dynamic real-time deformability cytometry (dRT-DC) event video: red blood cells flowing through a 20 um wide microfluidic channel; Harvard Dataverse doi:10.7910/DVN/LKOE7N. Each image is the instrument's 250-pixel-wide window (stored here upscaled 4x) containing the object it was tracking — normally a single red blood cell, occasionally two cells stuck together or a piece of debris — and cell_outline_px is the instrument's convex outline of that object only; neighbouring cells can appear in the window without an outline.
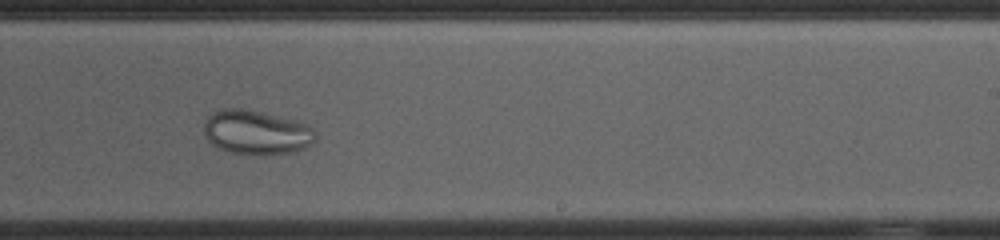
{"species": "common noctule bat (a hibernating species)", "species_latin": "Nyctalus noctula", "temperature_condition": "cold", "stored_images_in_passage": 53, "camera_frame_rate_fps": 3000, "um_per_image_px": 0.085, "animal": {"sex": "female", "body_mass_g": 23.0, "forearm_length_mm": 53.4}, "frame": {"image": 1, "passage_image": 31, "time_ms": 10.0, "image_size_px": [1000, 240], "cell_outline_px": [[316, 140], [304, 148], [292, 152], [228, 152], [216, 148], [204, 136], [204, 124], [208, 116], [224, 108], [240, 108], [260, 112], [292, 120], [304, 124], [312, 128], [316, 132]], "centroid_in_image_um": [21.75, 11.23], "position_along_channel_um": 267.2, "area_um2": 27.86}}
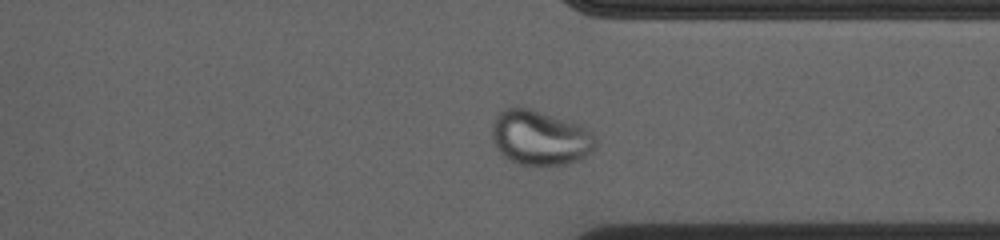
{"frame": {"image": 2, "passage_image": 39, "time_ms": 12.667, "image_size_px": [1000, 240], "cell_outline_px": [[596, 148], [580, 160], [568, 164], [520, 164], [504, 156], [496, 148], [492, 140], [492, 124], [496, 116], [504, 108], [532, 108], [580, 124], [592, 132], [596, 136]], "centroid_in_image_um": [45.93, 11.69], "position_along_channel_um": 365.5, "area_um2": 33.18}}
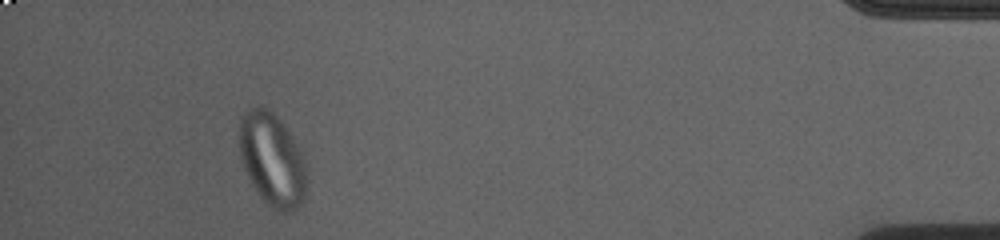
{"frame": {"image": 3, "passage_image": 48, "time_ms": 15.667, "image_size_px": [1000, 240], "cell_outline_px": [[308, 180], [304, 196], [300, 204], [292, 212], [280, 212], [268, 204], [264, 200], [252, 184], [244, 168], [240, 156], [240, 120], [244, 112], [256, 104], [268, 108], [280, 120], [300, 148], [308, 168]], "centroid_in_image_um": [23.17, 13.55], "position_along_channel_um": 412.0, "area_um2": 36.7}}